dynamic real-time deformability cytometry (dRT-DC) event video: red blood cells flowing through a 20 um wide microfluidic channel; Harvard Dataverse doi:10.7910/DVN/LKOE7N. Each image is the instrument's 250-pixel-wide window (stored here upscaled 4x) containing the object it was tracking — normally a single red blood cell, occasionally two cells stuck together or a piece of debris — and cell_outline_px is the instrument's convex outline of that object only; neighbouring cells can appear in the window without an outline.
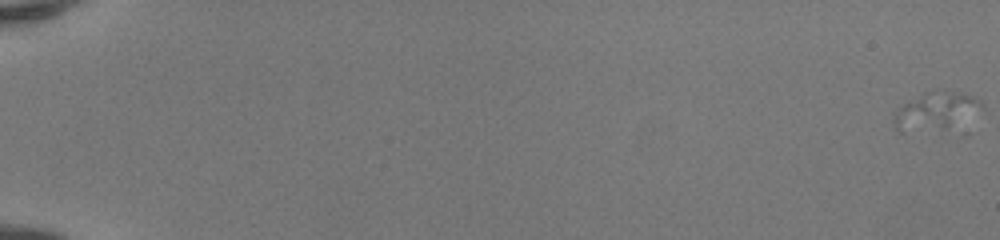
{"species": "human", "species_latin": "Homo sapiens", "temperature_condition": "room temperature", "stored_images_in_passage": 52, "camera_frame_rate_fps": 3000, "um_per_image_px": 0.085, "donor": {"sex": "female"}, "frame": {"image": 1, "passage_image": 1, "time_ms": 0.0, "image_size_px": [1000, 240], "cell_outline_px": [[984, 104], [960, 136], [956, 136], [900, 132], [896, 128], [892, 120], [892, 112], [896, 108], [924, 92], [952, 92], [972, 96], [980, 100]], "centroid_in_image_um": [79.63, 9.67], "position_along_channel_um": 5.4, "area_um2": 22.08}}
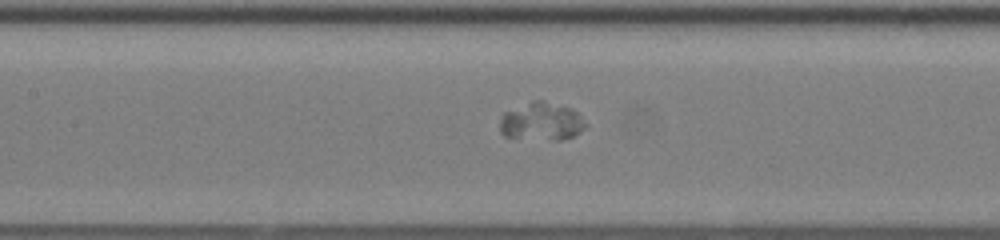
{"frame": {"image": 2, "passage_image": 28, "time_ms": 9.0, "image_size_px": [1000, 240], "cell_outline_px": [[584, 128], [580, 132], [572, 136], [560, 140], [552, 140], [504, 136], [500, 132], [500, 116], [504, 112], [532, 100], [544, 100], [568, 108], [576, 112], [584, 124]], "centroid_in_image_um": [45.96, 10.32], "position_along_channel_um": 161.4, "area_um2": 18.67}}
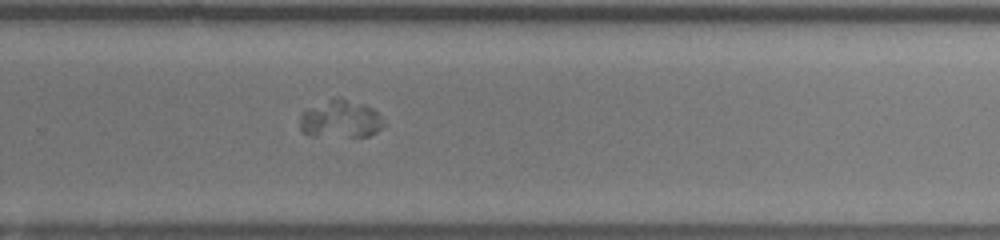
{"frame": {"image": 3, "passage_image": 38, "time_ms": 12.333, "image_size_px": [1000, 240], "cell_outline_px": [[388, 124], [376, 132], [368, 136], [308, 136], [300, 128], [300, 112], [304, 108], [340, 96], [364, 104], [372, 108]], "centroid_in_image_um": [28.93, 10.11], "position_along_channel_um": 300.9, "area_um2": 18.84}}